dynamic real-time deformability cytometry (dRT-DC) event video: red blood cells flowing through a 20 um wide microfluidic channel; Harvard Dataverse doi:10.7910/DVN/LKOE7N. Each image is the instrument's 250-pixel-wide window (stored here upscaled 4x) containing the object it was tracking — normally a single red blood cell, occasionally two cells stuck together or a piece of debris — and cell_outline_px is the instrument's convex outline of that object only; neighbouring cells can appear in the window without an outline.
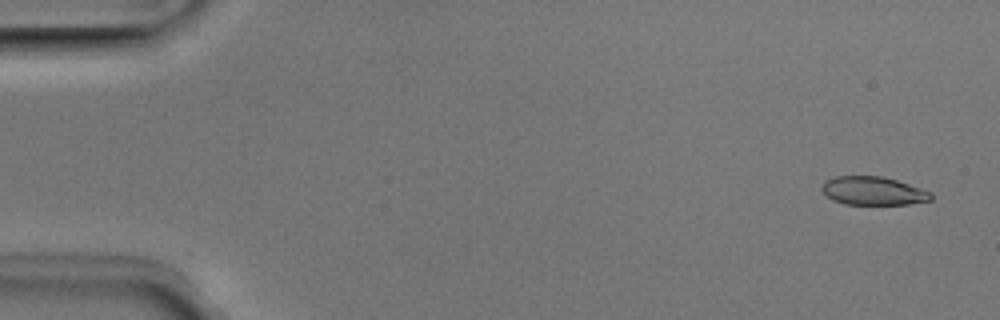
{"species": "Egyptian fruit bat (a non-hibernating species)", "species_latin": "Rousettus aegyptiacus", "temperature_condition": "room temperature", "stored_images_in_passage": 38, "camera_frame_rate_fps": 3000, "um_per_image_px": 0.085, "animal": {"sex": "male"}, "frame": {"image": 1, "passage_image": 3, "time_ms": 0.667, "image_size_px": [1000, 320], "cell_outline_px": [[932, 200], [908, 204], [844, 204], [832, 200], [820, 188], [824, 180], [836, 176], [880, 176], [896, 180], [932, 192]], "centroid_in_image_um": [74.2, 16.22], "position_along_channel_um": 10.8, "area_um2": 18.03}}
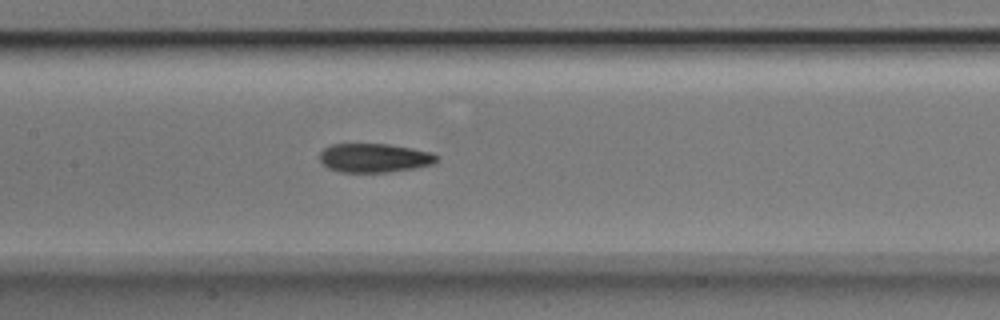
{"frame": {"image": 2, "passage_image": 25, "time_ms": 8.0, "image_size_px": [1000, 320], "cell_outline_px": [[440, 156], [432, 164], [412, 168], [388, 172], [340, 172], [328, 168], [320, 160], [320, 152], [324, 148], [332, 144], [388, 144], [412, 148], [432, 152]], "centroid_in_image_um": [31.81, 13.41], "position_along_channel_um": 175.6, "area_um2": 19.65}}
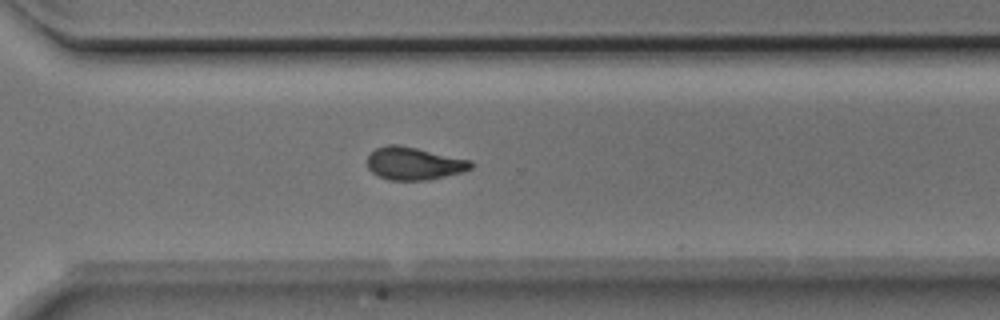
{"frame": {"image": 3, "passage_image": 37, "time_ms": 12.0, "image_size_px": [1000, 320], "cell_outline_px": [[476, 164], [472, 168], [464, 172], [424, 180], [388, 180], [372, 172], [368, 168], [368, 156], [376, 148], [388, 144], [396, 144], [416, 148], [472, 160]], "centroid_in_image_um": [35.22, 13.89], "position_along_channel_um": 335.4, "area_um2": 19.71}}